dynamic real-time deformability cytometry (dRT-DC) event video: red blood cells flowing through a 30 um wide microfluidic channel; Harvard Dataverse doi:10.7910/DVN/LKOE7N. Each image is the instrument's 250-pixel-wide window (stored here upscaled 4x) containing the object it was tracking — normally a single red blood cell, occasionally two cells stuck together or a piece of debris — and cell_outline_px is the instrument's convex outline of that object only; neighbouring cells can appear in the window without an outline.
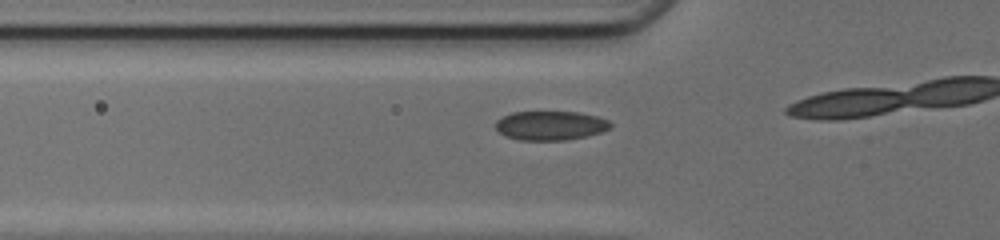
{"species": "common noctule bat (a hibernating species)", "species_latin": "Nyctalus noctula", "temperature_condition": "cold", "stored_images_in_passage": 17, "camera_frame_rate_fps": 3000, "um_per_image_px": 0.085, "animal": {"sex": "female", "body_mass_g": 17.0, "forearm_length_mm": 48.0}, "frame": {"image": 1, "passage_image": 13, "time_ms": 4.0, "image_size_px": [1000, 240], "cell_outline_px": [[612, 128], [600, 132], [584, 136], [564, 140], [520, 140], [504, 136], [496, 128], [496, 120], [512, 112], [580, 112], [600, 116], [608, 120], [612, 124]], "centroid_in_image_um": [46.81, 10.66], "position_along_channel_um": 79.0, "area_um2": 19.54}}
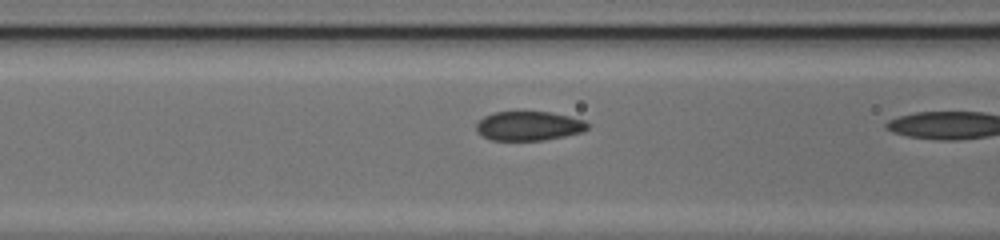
{"frame": {"image": 2, "passage_image": 16, "time_ms": 5.0, "image_size_px": [1000, 240], "cell_outline_px": [[588, 128], [584, 132], [544, 140], [492, 140], [476, 132], [476, 124], [484, 116], [492, 112], [552, 112], [584, 120], [588, 124]], "centroid_in_image_um": [44.95, 10.7], "position_along_channel_um": 121.7, "area_um2": 18.96}}